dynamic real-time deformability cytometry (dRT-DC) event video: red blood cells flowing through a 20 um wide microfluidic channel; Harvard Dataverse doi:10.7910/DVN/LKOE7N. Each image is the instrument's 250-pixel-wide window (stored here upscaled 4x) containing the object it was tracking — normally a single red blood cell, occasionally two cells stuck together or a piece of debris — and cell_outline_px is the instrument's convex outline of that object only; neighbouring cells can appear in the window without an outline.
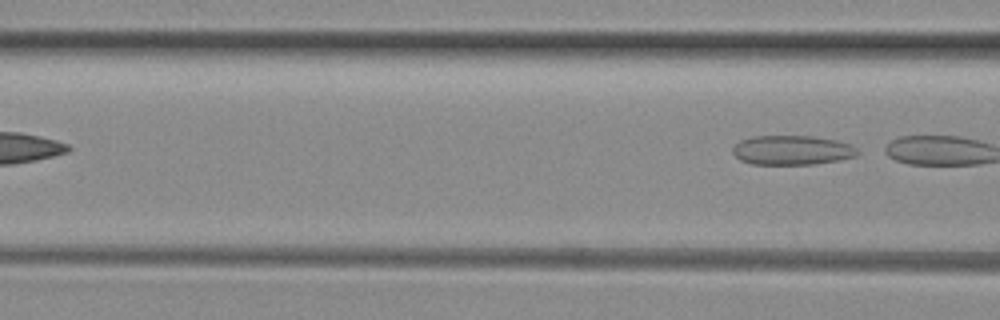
{"species": "common noctule bat (a hibernating species)", "species_latin": "Nyctalus noctula", "temperature_condition": "room temperature", "stored_images_in_passage": 4, "camera_frame_rate_fps": 3000, "um_per_image_px": 0.085, "animal": {"sex": "female", "body_mass_g": 29.2, "forearm_length_mm": 56.3}, "frame": {"image": 1, "passage_image": 4, "time_ms": 1.0, "image_size_px": [1000, 320], "cell_outline_px": [[860, 152], [856, 156], [840, 160], [816, 164], [752, 164], [740, 160], [732, 152], [732, 148], [740, 140], [752, 136], [812, 136], [836, 140], [852, 144]], "centroid_in_image_um": [67.34, 12.76], "position_along_channel_um": 99.3, "area_um2": 21.56}}